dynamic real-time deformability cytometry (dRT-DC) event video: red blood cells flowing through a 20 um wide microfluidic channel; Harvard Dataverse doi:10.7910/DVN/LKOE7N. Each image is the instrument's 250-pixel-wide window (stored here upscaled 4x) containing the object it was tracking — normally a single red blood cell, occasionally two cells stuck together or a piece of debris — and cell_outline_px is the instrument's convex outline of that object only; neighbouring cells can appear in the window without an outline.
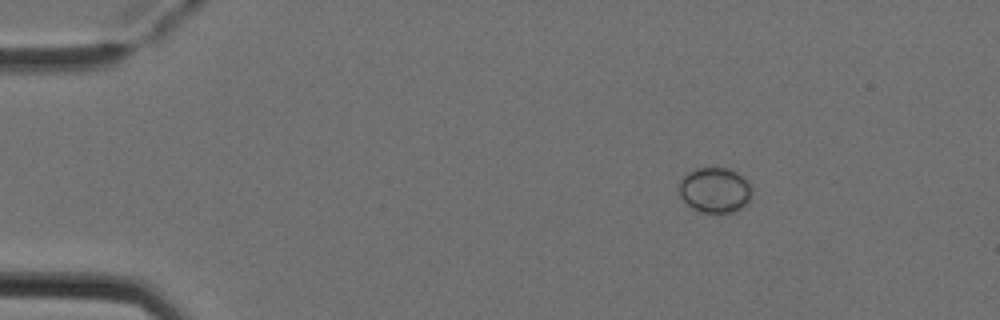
{"species": "Egyptian fruit bat (a non-hibernating species)", "species_latin": "Rousettus aegyptiacus", "temperature_condition": "cold", "stored_images_in_passage": 4, "camera_frame_rate_fps": 3000, "um_per_image_px": 0.085, "animal": {"sex": "female"}, "frame": {"image": 1, "passage_image": 1, "time_ms": 0.0, "image_size_px": [1000, 320], "cell_outline_px": [[752, 192], [748, 204], [744, 208], [732, 212], [700, 212], [692, 208], [680, 196], [680, 180], [688, 172], [696, 168], [728, 168], [736, 172], [752, 188]], "centroid_in_image_um": [60.78, 16.17], "position_along_channel_um": 24.2, "area_um2": 19.07}}
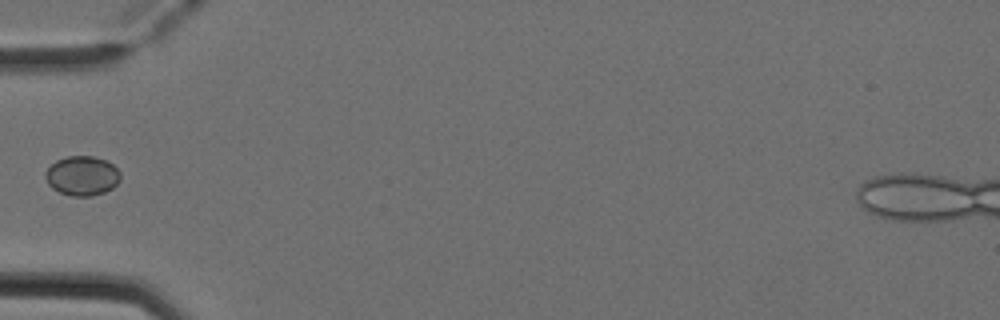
{"frame": {"image": 2, "passage_image": 4, "time_ms": 1.0, "image_size_px": [1000, 320], "cell_outline_px": [[120, 180], [112, 188], [104, 192], [92, 196], [72, 196], [60, 192], [52, 188], [48, 184], [44, 176], [44, 172], [56, 160], [68, 156], [92, 156], [104, 160], [112, 164], [120, 172]], "centroid_in_image_um": [6.96, 14.94], "position_along_channel_um": 78.0, "area_um2": 17.22}}